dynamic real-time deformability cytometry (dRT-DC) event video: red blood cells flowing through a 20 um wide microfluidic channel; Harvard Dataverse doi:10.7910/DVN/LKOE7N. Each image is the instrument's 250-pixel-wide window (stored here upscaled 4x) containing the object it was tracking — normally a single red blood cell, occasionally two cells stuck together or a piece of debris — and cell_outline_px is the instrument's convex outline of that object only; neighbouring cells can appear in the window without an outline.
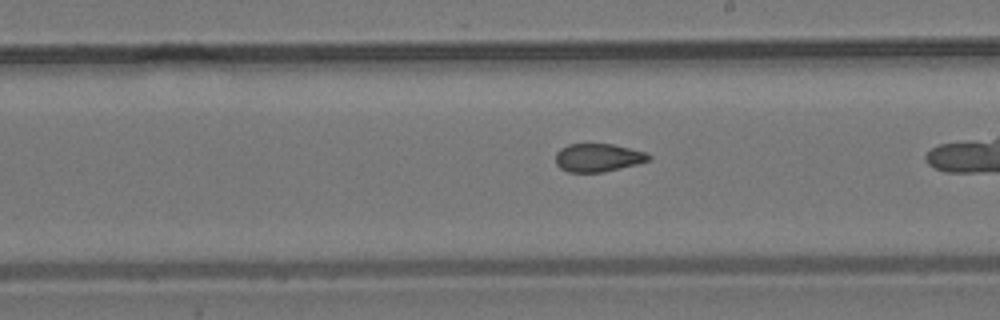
{"species": "common noctule bat (a hibernating species)", "species_latin": "Nyctalus noctula", "temperature_condition": "room temperature", "stored_images_in_passage": 39, "camera_frame_rate_fps": 3000, "um_per_image_px": 0.085, "animal": {"sex": "male", "body_mass_g": 19.2, "forearm_length_mm": 51.8}, "frame": {"image": 1, "passage_image": 28, "time_ms": 9.0, "image_size_px": [1000, 320], "cell_outline_px": [[652, 156], [648, 160], [636, 164], [604, 172], [568, 172], [560, 168], [556, 164], [556, 152], [560, 148], [568, 144], [612, 144], [644, 152]], "centroid_in_image_um": [50.79, 13.4], "position_along_channel_um": 238.2, "area_um2": 15.14}}